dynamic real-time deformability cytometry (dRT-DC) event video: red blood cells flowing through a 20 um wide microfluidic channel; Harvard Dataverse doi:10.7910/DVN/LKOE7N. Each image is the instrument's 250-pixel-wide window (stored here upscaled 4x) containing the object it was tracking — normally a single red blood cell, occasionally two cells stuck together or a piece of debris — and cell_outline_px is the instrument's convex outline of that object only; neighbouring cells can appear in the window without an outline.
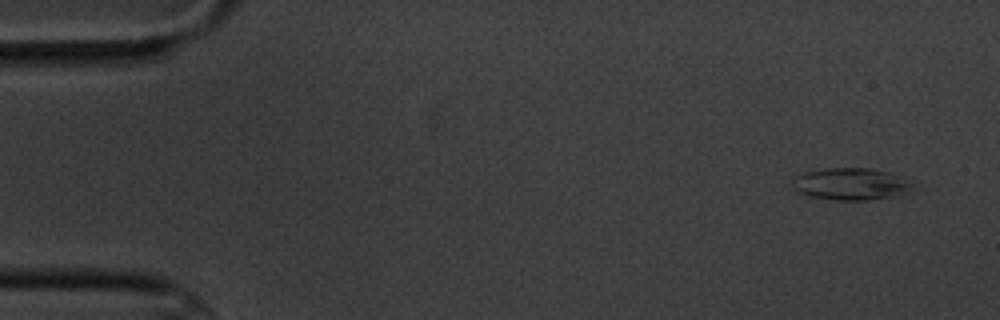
{"species": "common noctule bat (a hibernating species)", "species_latin": "Nyctalus noctula", "temperature_condition": "cold", "stored_images_in_passage": 4, "camera_frame_rate_fps": 3000, "um_per_image_px": 0.085, "animal": {"sex": "male", "body_mass_g": 20.1, "forearm_length_mm": 53.5}, "frame": {"image": 1, "passage_image": 1, "time_ms": 0.0, "image_size_px": [1000, 320], "cell_outline_px": [[916, 184], [896, 196], [868, 200], [836, 200], [808, 196], [792, 188], [792, 180], [796, 176], [804, 172], [828, 168], [868, 168], [888, 172], [912, 180]], "centroid_in_image_um": [72.31, 15.64], "position_along_channel_um": 12.7, "area_um2": 22.43}}
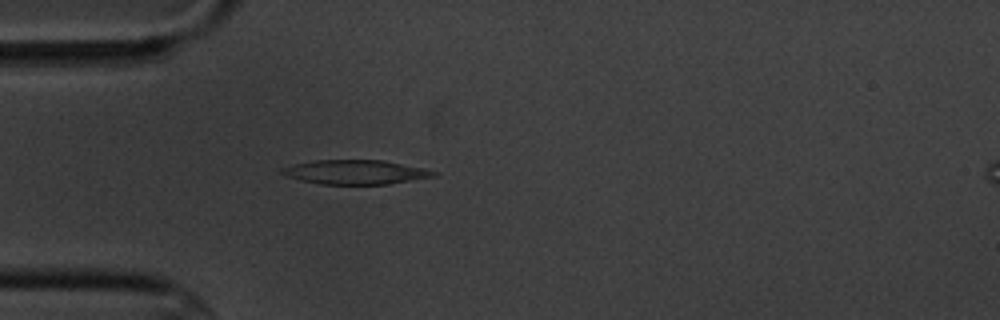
{"frame": {"image": 2, "passage_image": 4, "time_ms": 4.333, "image_size_px": [1000, 320], "cell_outline_px": [[440, 172], [436, 176], [388, 184], [320, 184], [300, 180], [288, 176], [280, 172], [280, 168], [312, 160], [384, 160], [424, 168]], "centroid_in_image_um": [30.24, 14.62], "position_along_channel_um": 54.8, "area_um2": 21.44}}